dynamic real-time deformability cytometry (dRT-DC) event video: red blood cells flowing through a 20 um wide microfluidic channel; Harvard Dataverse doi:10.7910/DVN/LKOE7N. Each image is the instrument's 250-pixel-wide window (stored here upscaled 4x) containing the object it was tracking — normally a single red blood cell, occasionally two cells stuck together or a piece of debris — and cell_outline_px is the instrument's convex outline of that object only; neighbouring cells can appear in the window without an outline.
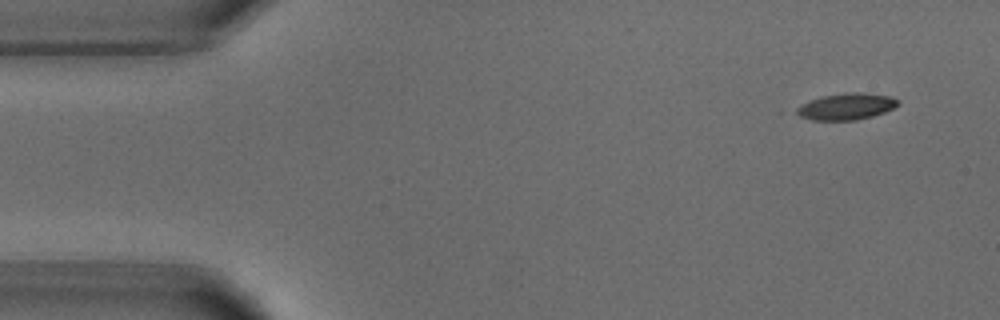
{"species": "common noctule bat (a hibernating species)", "species_latin": "Nyctalus noctula", "temperature_condition": "warm", "stored_images_in_passage": 4, "camera_frame_rate_fps": 3000, "um_per_image_px": 0.085, "animal": {"sex": "male", "body_mass_g": 18.8}, "frame": {"image": 1, "passage_image": 1, "time_ms": 0.0, "image_size_px": [1000, 320], "cell_outline_px": [[900, 104], [884, 112], [872, 116], [856, 120], [812, 120], [800, 116], [792, 112], [796, 108], [812, 100], [824, 96], [852, 92], [856, 92], [892, 96], [900, 100]], "centroid_in_image_um": [71.96, 9.06], "position_along_channel_um": 13.0, "area_um2": 15.49}}
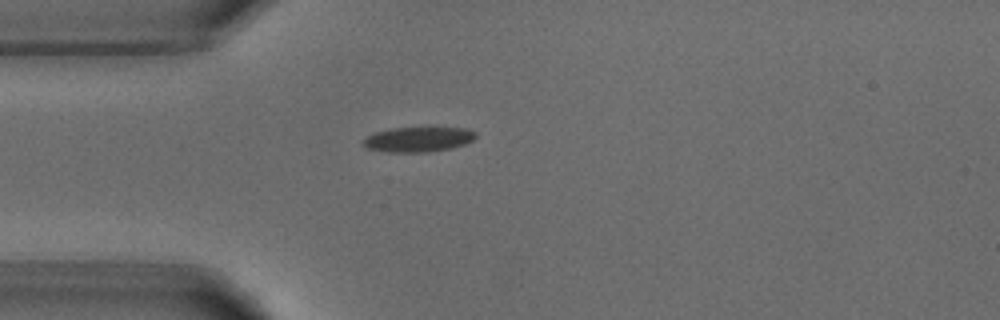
{"frame": {"image": 2, "passage_image": 4, "time_ms": 3.333, "image_size_px": [1000, 320], "cell_outline_px": [[476, 136], [472, 140], [464, 144], [452, 148], [428, 152], [388, 152], [368, 148], [360, 144], [368, 136], [376, 132], [392, 128], [468, 128], [476, 132]], "centroid_in_image_um": [35.56, 11.85], "position_along_channel_um": 49.4, "area_um2": 16.24}}